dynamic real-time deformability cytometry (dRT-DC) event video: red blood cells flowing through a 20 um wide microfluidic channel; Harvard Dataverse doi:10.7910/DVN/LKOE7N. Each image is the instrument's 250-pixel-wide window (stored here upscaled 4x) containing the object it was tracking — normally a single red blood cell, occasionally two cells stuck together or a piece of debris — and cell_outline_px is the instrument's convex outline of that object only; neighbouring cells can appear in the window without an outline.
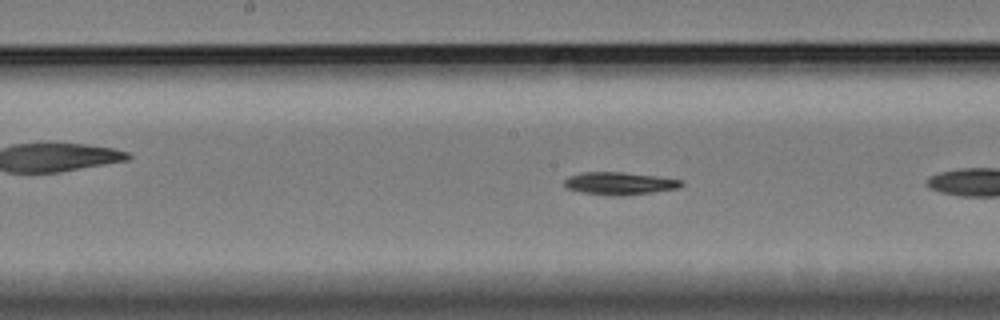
{"species": "Egyptian fruit bat (a non-hibernating species)", "species_latin": "Rousettus aegyptiacus", "temperature_condition": "cold", "stored_images_in_passage": 43, "camera_frame_rate_fps": 3000, "um_per_image_px": 0.085, "animal": {"sex": "female"}, "frame": {"image": 1, "passage_image": 13, "time_ms": 4.0, "image_size_px": [1000, 320], "cell_outline_px": [[684, 184], [680, 188], [624, 196], [612, 196], [584, 192], [568, 188], [564, 184], [564, 180], [568, 176], [580, 172], [624, 172], [656, 176], [684, 180]], "centroid_in_image_um": [52.7, 15.58], "position_along_channel_um": 195.5, "area_um2": 15.49}, "authors_computed_cell_mechanics": {"area_um2": 14.7968, "velocity_mm_per_s": 3.3695, "shape_relaxation_time_tau1_ms": 6.5394, "shape_relaxation_time_tau2_ms": null, "deformation_change_tau1": 0.0981, "deformation_change_tau2": null}}